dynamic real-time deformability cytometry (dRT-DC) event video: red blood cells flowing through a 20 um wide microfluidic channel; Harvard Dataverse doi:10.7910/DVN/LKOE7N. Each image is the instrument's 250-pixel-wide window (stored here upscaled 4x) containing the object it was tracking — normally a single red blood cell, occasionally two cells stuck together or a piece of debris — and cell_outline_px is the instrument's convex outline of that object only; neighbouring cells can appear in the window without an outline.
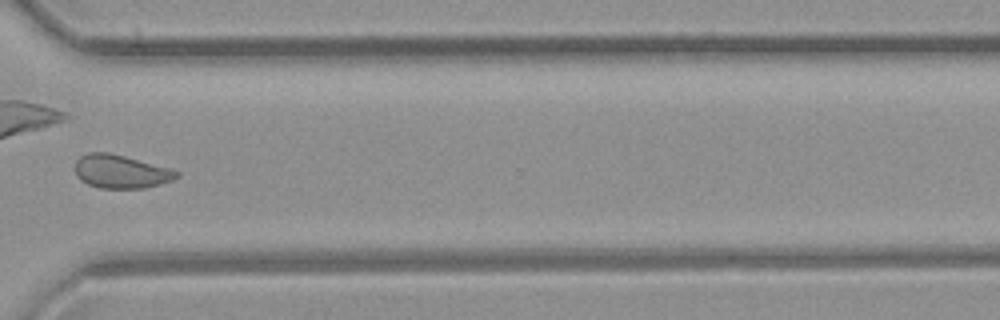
{"species": "common noctule bat (a hibernating species)", "species_latin": "Nyctalus noctula", "temperature_condition": "room temperature", "stored_images_in_passage": 38, "camera_frame_rate_fps": 3000, "um_per_image_px": 0.085, "animal": {"sex": "female", "body_mass_g": 21.9}, "frame": {"image": 1, "passage_image": 27, "time_ms": 8.667, "image_size_px": [1000, 320], "cell_outline_px": [[180, 176], [172, 180], [144, 188], [100, 188], [88, 184], [80, 180], [76, 176], [76, 160], [80, 156], [88, 152], [108, 152], [124, 156], [168, 168], [180, 172]], "centroid_in_image_um": [10.24, 14.58], "position_along_channel_um": 360.4, "area_um2": 19.59}}